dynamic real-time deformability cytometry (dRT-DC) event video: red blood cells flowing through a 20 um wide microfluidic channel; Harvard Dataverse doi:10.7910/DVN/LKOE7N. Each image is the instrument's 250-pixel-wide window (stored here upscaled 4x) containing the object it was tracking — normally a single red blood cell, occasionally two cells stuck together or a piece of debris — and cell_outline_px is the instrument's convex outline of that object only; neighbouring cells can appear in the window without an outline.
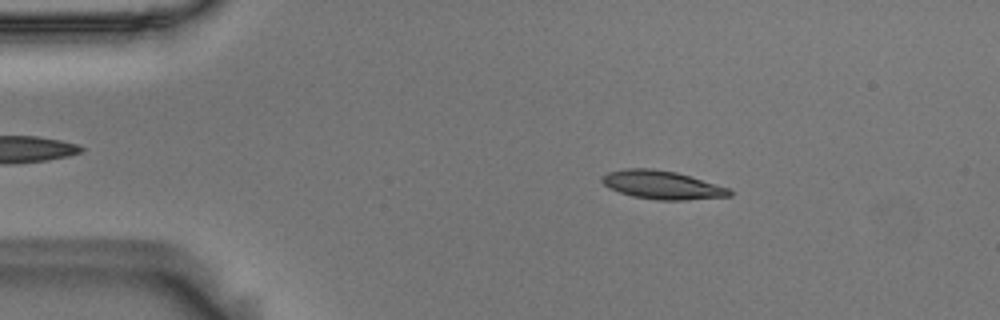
{"species": "Egyptian fruit bat (a non-hibernating species)", "species_latin": "Rousettus aegyptiacus", "temperature_condition": "room temperature", "stored_images_in_passage": 55, "camera_frame_rate_fps": 3000, "um_per_image_px": 0.085, "animal": {"sex": "male"}, "frame": {"image": 1, "passage_image": 9, "time_ms": 2.667, "image_size_px": [1000, 320], "cell_outline_px": [[732, 196], [688, 200], [656, 200], [632, 196], [608, 188], [600, 180], [600, 176], [608, 172], [624, 168], [648, 168], [676, 172], [728, 188], [732, 192]], "centroid_in_image_um": [56.23, 15.72], "position_along_channel_um": 28.8, "area_um2": 21.1}}
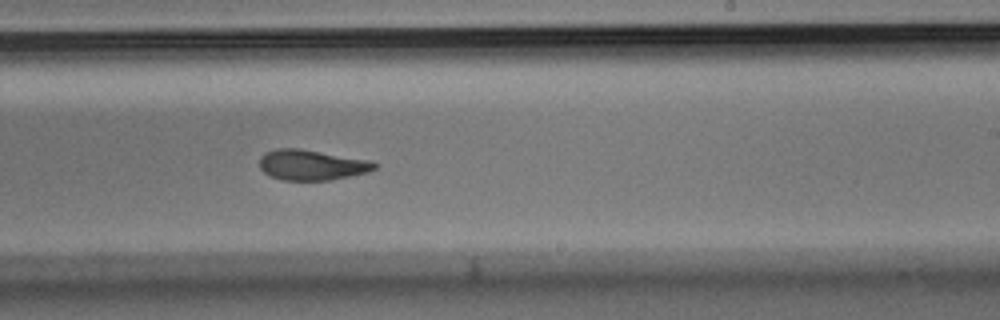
{"frame": {"image": 2, "passage_image": 33, "time_ms": 10.667, "image_size_px": [1000, 320], "cell_outline_px": [[380, 164], [376, 168], [368, 172], [328, 180], [284, 180], [272, 176], [264, 172], [260, 168], [260, 156], [264, 152], [276, 148], [300, 148], [372, 160]], "centroid_in_image_um": [26.52, 14.0], "position_along_channel_um": 262.5, "area_um2": 20.52}}
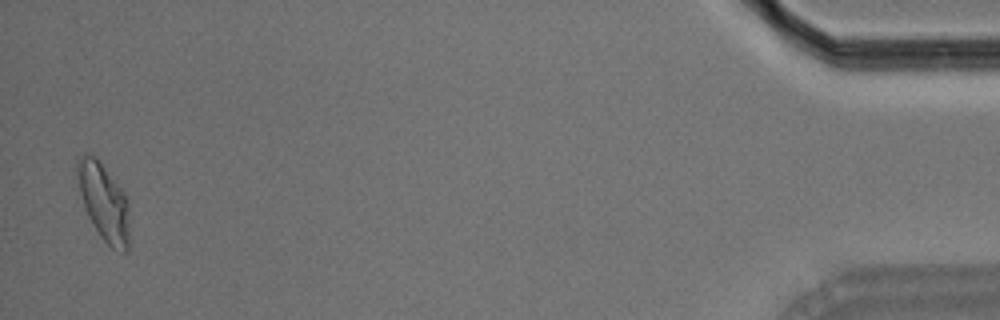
{"frame": {"image": 3, "passage_image": 54, "time_ms": 17.667, "image_size_px": [1000, 320], "cell_outline_px": [[128, 252], [124, 252], [112, 248], [100, 236], [92, 224], [84, 208], [76, 176], [76, 160], [84, 152], [88, 152], [96, 156], [100, 160], [124, 192], [128, 200]], "centroid_in_image_um": [8.79, 17.11], "position_along_channel_um": 426.4, "area_um2": 23.76}, "authors_computed_cell_mechanics": {"area_um2": 21.0392, "velocity_mm_per_s": 3.5974, "shape_relaxation_time_tau1_ms": 6.7144, "shape_relaxation_time_tau2_ms": 2.0688, "deformation_change_tau1": 0.1829, "deformation_change_tau2": 0.0886}}